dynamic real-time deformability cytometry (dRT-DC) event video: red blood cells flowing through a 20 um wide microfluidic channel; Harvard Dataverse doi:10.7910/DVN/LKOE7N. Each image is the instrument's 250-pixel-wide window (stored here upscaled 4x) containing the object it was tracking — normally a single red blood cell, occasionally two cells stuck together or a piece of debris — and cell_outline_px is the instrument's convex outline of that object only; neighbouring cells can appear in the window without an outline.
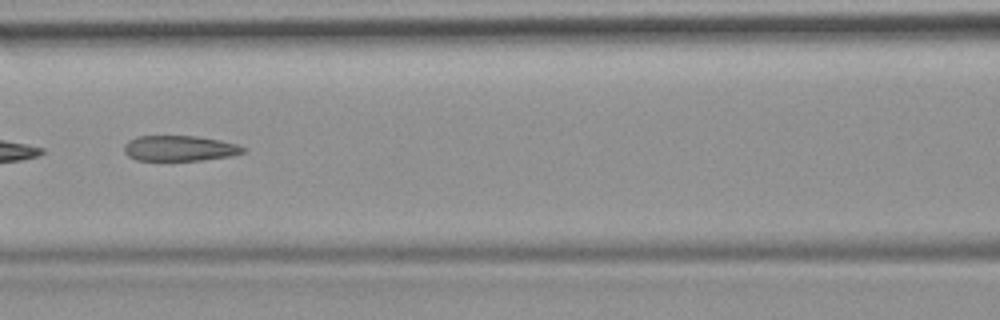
{"species": "common noctule bat (a hibernating species)", "species_latin": "Nyctalus noctula", "temperature_condition": "room temperature", "stored_images_in_passage": 9, "camera_frame_rate_fps": 3000, "um_per_image_px": 0.085, "animal": {"sex": "female", "body_mass_g": 19.9}, "frame": {"image": 1, "passage_image": 7, "time_ms": 2.0, "image_size_px": [1000, 320], "cell_outline_px": [[248, 148], [244, 152], [228, 156], [200, 160], [136, 160], [128, 156], [124, 152], [124, 144], [128, 140], [136, 136], [196, 136], [220, 140], [236, 144]], "centroid_in_image_um": [15.23, 12.6], "position_along_channel_um": 151.4, "area_um2": 17.63}}
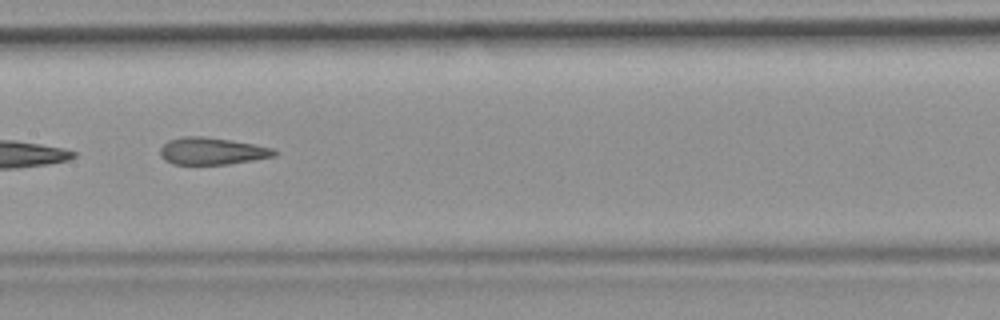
{"frame": {"image": 2, "passage_image": 8, "time_ms": 2.333, "image_size_px": [1000, 320], "cell_outline_px": [[280, 152], [276, 156], [228, 164], [172, 164], [164, 160], [160, 156], [160, 148], [168, 140], [180, 136], [204, 136], [232, 140], [272, 148]], "centroid_in_image_um": [18.0, 12.83], "position_along_channel_um": 189.4, "area_um2": 18.15}}